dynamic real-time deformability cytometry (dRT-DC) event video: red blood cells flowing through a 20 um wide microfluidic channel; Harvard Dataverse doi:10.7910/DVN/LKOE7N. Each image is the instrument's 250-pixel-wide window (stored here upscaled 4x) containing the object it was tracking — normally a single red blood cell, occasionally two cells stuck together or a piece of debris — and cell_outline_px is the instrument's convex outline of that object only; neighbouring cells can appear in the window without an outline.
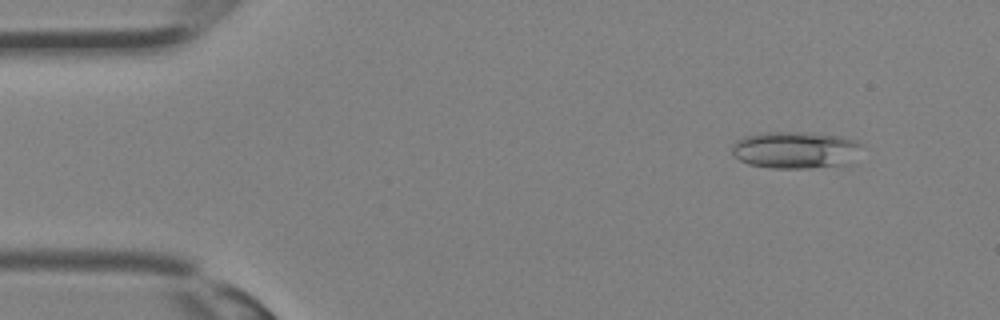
{"species": "Egyptian fruit bat (a non-hibernating species)", "species_latin": "Rousettus aegyptiacus", "temperature_condition": "room temperature", "stored_images_in_passage": 30, "camera_frame_rate_fps": 3000, "um_per_image_px": 0.085, "animal": {"sex": "female"}, "frame": {"image": 1, "passage_image": 1, "time_ms": 0.0, "image_size_px": [1000, 320], "cell_outline_px": [[864, 144], [840, 164], [808, 168], [768, 168], [748, 164], [740, 160], [732, 152], [732, 144], [736, 140], [744, 136], [760, 132], [800, 132], [840, 136]], "centroid_in_image_um": [67.45, 12.72], "position_along_channel_um": 17.6, "area_um2": 27.28}}
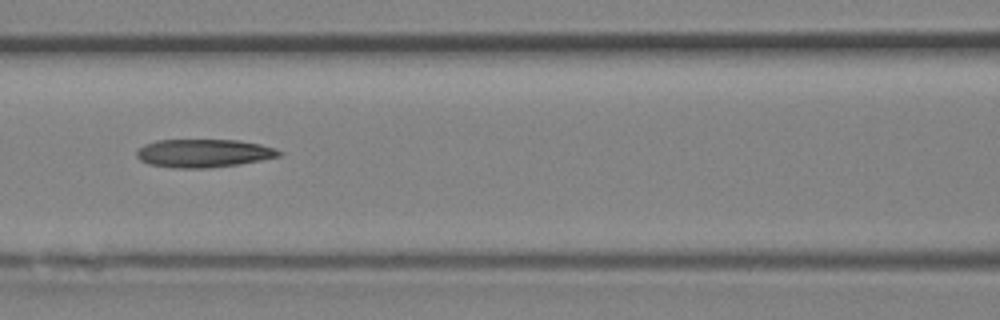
{"frame": {"image": 2, "passage_image": 12, "time_ms": 3.667, "image_size_px": [1000, 320], "cell_outline_px": [[284, 152], [280, 156], [240, 164], [208, 168], [176, 168], [148, 164], [140, 160], [136, 156], [136, 152], [144, 144], [156, 140], [240, 140], [260, 144], [276, 148]], "centroid_in_image_um": [17.32, 13.02], "position_along_channel_um": 149.3, "area_um2": 23.52}}
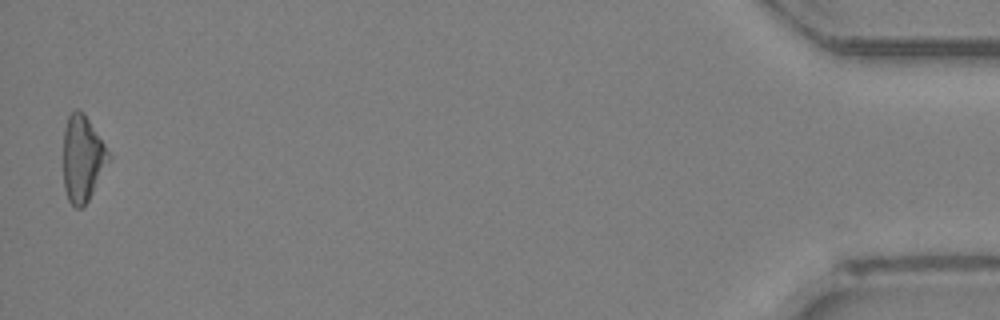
{"frame": {"image": 3, "passage_image": 30, "time_ms": 9.667, "image_size_px": [1000, 320], "cell_outline_px": [[112, 160], [88, 200], [80, 208], [76, 208], [68, 200], [64, 188], [64, 128], [68, 116], [76, 108], [84, 112], [112, 156]], "centroid_in_image_um": [7.04, 13.47], "position_along_channel_um": 428.2, "area_um2": 22.95}}